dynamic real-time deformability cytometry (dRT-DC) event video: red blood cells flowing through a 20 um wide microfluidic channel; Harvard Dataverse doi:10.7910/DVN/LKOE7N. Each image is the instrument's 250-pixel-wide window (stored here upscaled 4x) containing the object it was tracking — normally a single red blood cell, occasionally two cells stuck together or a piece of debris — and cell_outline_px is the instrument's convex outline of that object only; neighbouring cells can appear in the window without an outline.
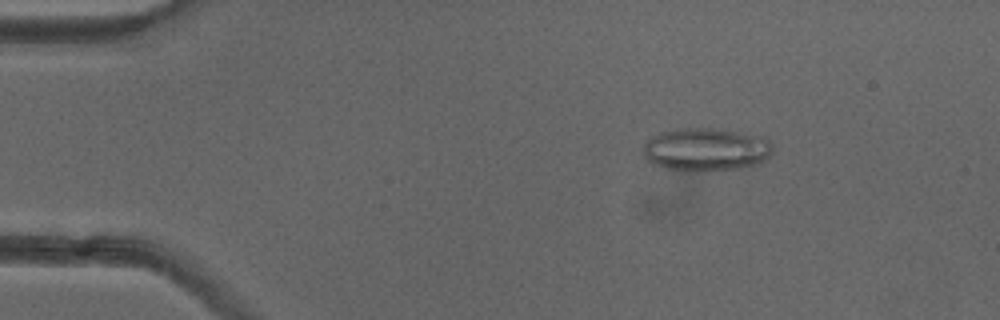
{"species": "common noctule bat (a hibernating species)", "species_latin": "Nyctalus noctula", "temperature_condition": "cold", "stored_images_in_passage": 51, "camera_frame_rate_fps": 3000, "um_per_image_px": 0.085, "animal": {"sex": "female"}, "frame": {"image": 1, "passage_image": 8, "time_ms": 2.333, "image_size_px": [1000, 320], "cell_outline_px": [[772, 152], [760, 164], [740, 168], [704, 172], [668, 168], [656, 164], [648, 160], [644, 152], [644, 144], [652, 136], [660, 132], [676, 128], [712, 128], [768, 136], [772, 144]], "centroid_in_image_um": [60.08, 12.69], "position_along_channel_um": 24.9, "area_um2": 32.77}}
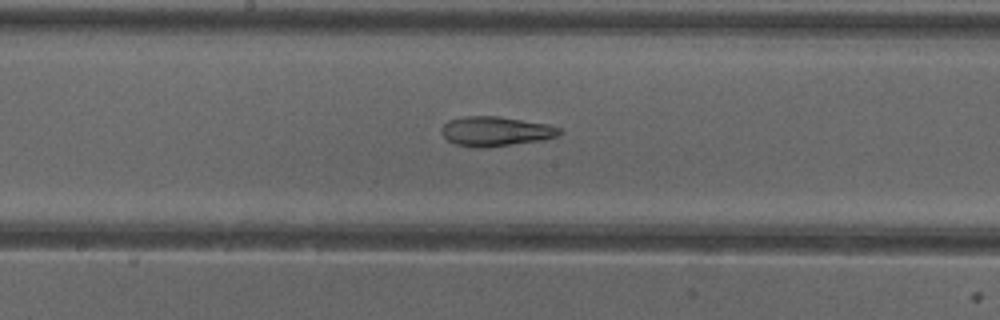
{"frame": {"image": 2, "passage_image": 27, "time_ms": 8.667, "image_size_px": [1000, 320], "cell_outline_px": [[564, 132], [560, 136], [544, 140], [484, 148], [472, 148], [456, 144], [448, 140], [440, 132], [440, 128], [448, 120], [464, 116], [496, 116], [548, 124], [560, 128]], "centroid_in_image_um": [42.14, 11.17], "position_along_channel_um": 206.1, "area_um2": 20.63}}
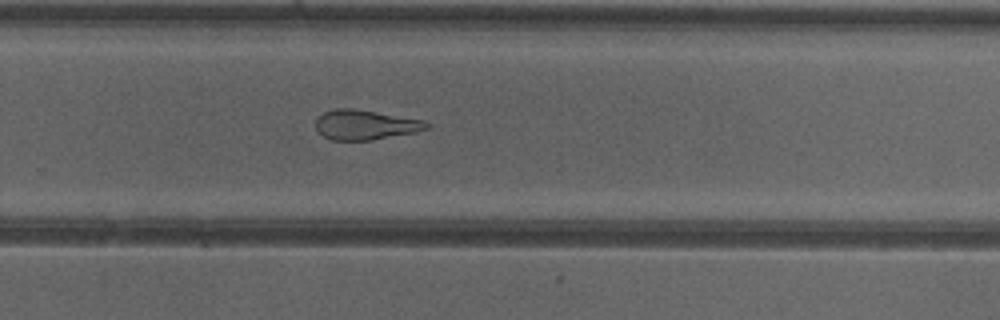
{"frame": {"image": 3, "passage_image": 34, "time_ms": 11.0, "image_size_px": [1000, 320], "cell_outline_px": [[432, 124], [428, 128], [416, 132], [372, 140], [332, 140], [324, 136], [316, 128], [316, 120], [324, 112], [332, 108], [352, 108], [424, 120]], "centroid_in_image_um": [31.07, 10.6], "position_along_channel_um": 298.7, "area_um2": 19.19}, "authors_computed_cell_mechanics": {"area_um2": 23.698, "velocity_mm_per_s": 3.9971, "shape_relaxation_time_tau1_ms": null, "shape_relaxation_time_tau2_ms": 3.3324, "deformation_change_tau1": null, "deformation_change_tau2": 0.1327}}